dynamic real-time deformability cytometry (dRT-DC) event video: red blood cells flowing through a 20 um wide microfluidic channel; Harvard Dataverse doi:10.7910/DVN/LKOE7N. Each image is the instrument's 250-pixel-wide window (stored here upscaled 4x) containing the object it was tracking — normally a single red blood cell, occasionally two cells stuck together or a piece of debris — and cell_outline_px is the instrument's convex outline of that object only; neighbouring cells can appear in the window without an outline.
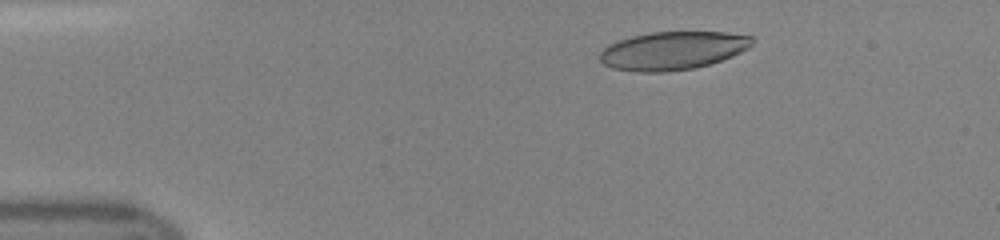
{"species": "human", "species_latin": "Homo sapiens", "temperature_condition": "room temperature", "stored_images_in_passage": 45, "camera_frame_rate_fps": 3000, "um_per_image_px": 0.085, "donor": {"sex": "female"}, "frame": {"image": 1, "passage_image": 6, "time_ms": 1.667, "image_size_px": [1000, 240], "cell_outline_px": [[752, 44], [748, 48], [732, 56], [696, 68], [664, 72], [636, 72], [612, 68], [604, 64], [600, 60], [600, 52], [608, 44], [632, 36], [652, 32], [724, 32], [752, 36]], "centroid_in_image_um": [57.15, 4.31], "position_along_channel_um": 27.8, "area_um2": 33.81}}
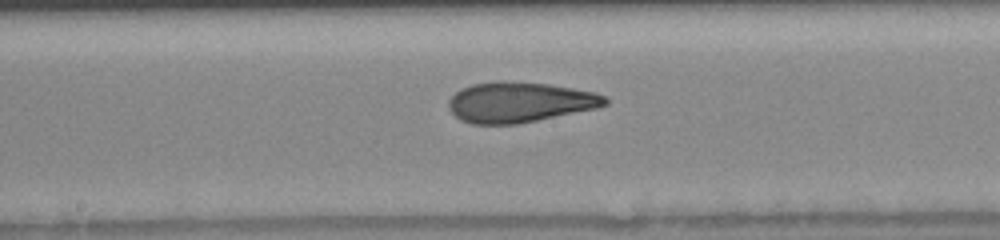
{"frame": {"image": 2, "passage_image": 23, "time_ms": 7.333, "image_size_px": [1000, 240], "cell_outline_px": [[608, 104], [596, 108], [516, 124], [472, 124], [460, 120], [448, 108], [448, 100], [460, 88], [472, 84], [548, 84], [596, 92], [604, 96], [608, 100]], "centroid_in_image_um": [44.16, 8.73], "position_along_channel_um": 204.0, "area_um2": 35.6}}
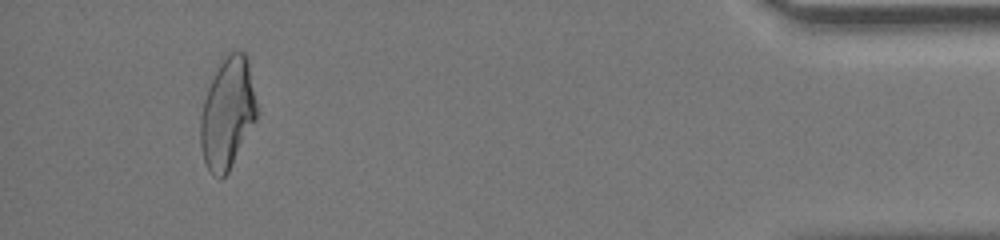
{"frame": {"image": 3, "passage_image": 42, "time_ms": 13.667, "image_size_px": [1000, 240], "cell_outline_px": [[256, 120], [228, 172], [220, 180], [212, 176], [204, 160], [200, 144], [200, 116], [204, 100], [208, 88], [220, 64], [236, 48], [244, 52], [248, 56], [256, 104]], "centroid_in_image_um": [19.33, 9.66], "position_along_channel_um": 415.9, "area_um2": 36.13}}